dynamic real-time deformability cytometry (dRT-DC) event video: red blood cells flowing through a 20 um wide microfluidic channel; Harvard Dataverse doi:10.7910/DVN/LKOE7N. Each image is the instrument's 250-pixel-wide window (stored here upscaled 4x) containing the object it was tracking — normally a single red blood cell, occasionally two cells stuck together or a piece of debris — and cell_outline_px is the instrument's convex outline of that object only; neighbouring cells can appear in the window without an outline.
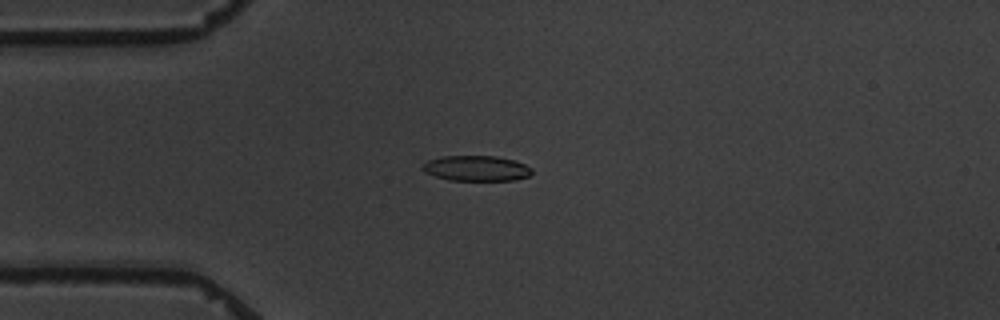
{"species": "common noctule bat (a hibernating species)", "species_latin": "Nyctalus noctula", "temperature_condition": "warm", "stored_images_in_passage": 8, "camera_frame_rate_fps": 3000, "um_per_image_px": 0.085, "animal": {"sex": "male", "body_mass_g": 19.5, "forearm_length_mm": 54.6}, "frame": {"image": 1, "passage_image": 2, "time_ms": 1.333, "image_size_px": [1000, 320], "cell_outline_px": [[532, 172], [528, 176], [512, 180], [448, 180], [424, 172], [420, 168], [428, 160], [440, 156], [496, 156], [512, 160], [524, 164], [532, 168]], "centroid_in_image_um": [40.45, 14.3], "position_along_channel_um": 44.5, "area_um2": 16.07}}
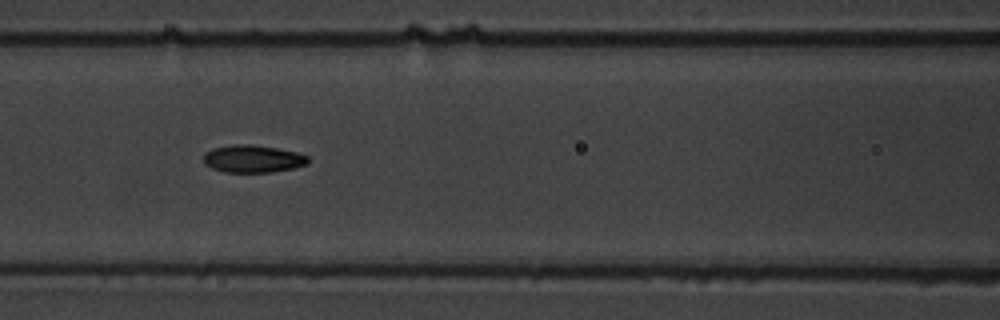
{"frame": {"image": 2, "passage_image": 5, "time_ms": 4.667, "image_size_px": [1000, 320], "cell_outline_px": [[308, 164], [292, 168], [272, 172], [224, 172], [212, 168], [204, 164], [204, 152], [212, 148], [232, 144], [252, 144], [276, 148], [296, 152], [308, 156]], "centroid_in_image_um": [21.46, 13.49], "position_along_channel_um": 145.1, "area_um2": 16.82}}
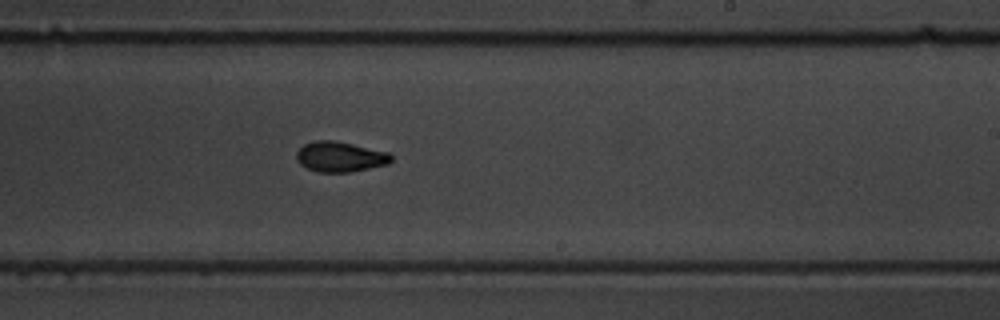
{"frame": {"image": 3, "passage_image": 8, "time_ms": 8.0, "image_size_px": [1000, 320], "cell_outline_px": [[392, 160], [388, 164], [348, 172], [316, 172], [300, 164], [296, 160], [296, 152], [304, 144], [312, 140], [332, 140], [352, 144], [388, 152], [392, 156]], "centroid_in_image_um": [28.87, 13.32], "position_along_channel_um": 260.1, "area_um2": 16.65}}